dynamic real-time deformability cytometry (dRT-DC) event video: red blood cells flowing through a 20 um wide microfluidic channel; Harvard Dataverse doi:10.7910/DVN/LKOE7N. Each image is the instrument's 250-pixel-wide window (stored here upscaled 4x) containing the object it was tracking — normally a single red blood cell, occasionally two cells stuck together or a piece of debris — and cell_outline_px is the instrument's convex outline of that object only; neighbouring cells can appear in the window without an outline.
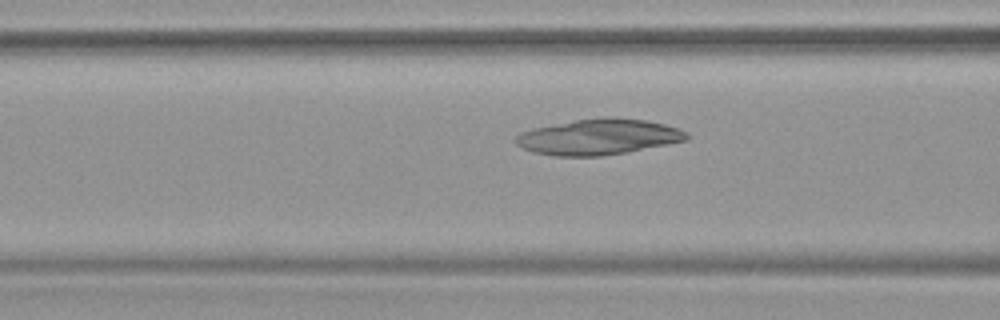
{"species": "common noctule bat (a hibernating species)", "species_latin": "Nyctalus noctula", "temperature_condition": "warm", "stored_images_in_passage": 54, "camera_frame_rate_fps": 3000, "um_per_image_px": 0.085, "animal": {"sex": "female", "body_mass_g": 19.9}, "frame": {"image": 1, "passage_image": 22, "time_ms": 7.0, "image_size_px": [1000, 320], "cell_outline_px": [[688, 140], [628, 152], [600, 156], [552, 156], [532, 152], [516, 144], [512, 140], [520, 132], [532, 128], [576, 120], [604, 116], [616, 116], [648, 120], [680, 128], [688, 132]], "centroid_in_image_um": [50.88, 11.62], "position_along_channel_um": 115.7, "area_um2": 36.07}}
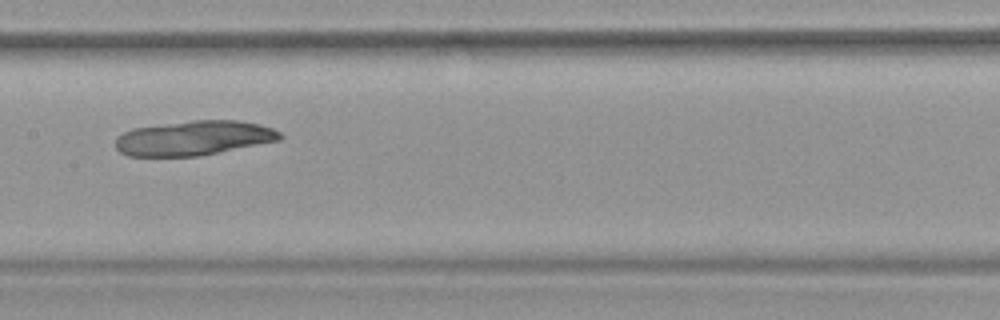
{"frame": {"image": 2, "passage_image": 28, "time_ms": 9.0, "image_size_px": [1000, 320], "cell_outline_px": [[284, 136], [280, 140], [220, 152], [196, 156], [128, 156], [120, 152], [116, 148], [116, 136], [132, 128], [192, 120], [236, 120], [256, 124], [272, 128], [280, 132]], "centroid_in_image_um": [16.45, 11.73], "position_along_channel_um": 190.9, "area_um2": 33.12}}
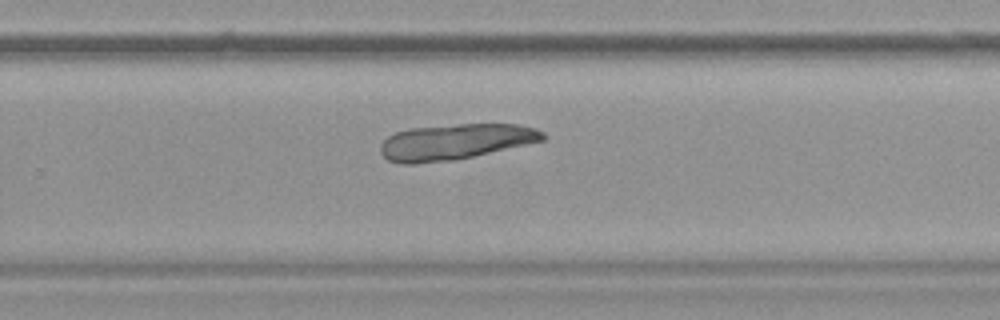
{"frame": {"image": 3, "passage_image": 36, "time_ms": 11.667, "image_size_px": [1000, 320], "cell_outline_px": [[548, 136], [544, 140], [456, 160], [412, 164], [400, 164], [388, 160], [380, 152], [380, 144], [388, 136], [396, 132], [408, 128], [460, 124], [516, 124], [536, 128], [544, 132]], "centroid_in_image_um": [38.68, 12.05], "position_along_channel_um": 291.1, "area_um2": 33.93}}